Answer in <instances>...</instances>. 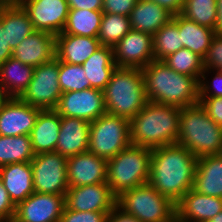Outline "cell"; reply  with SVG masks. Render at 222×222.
Masks as SVG:
<instances>
[{
	"label": "cell",
	"instance_id": "6da1fadb",
	"mask_svg": "<svg viewBox=\"0 0 222 222\" xmlns=\"http://www.w3.org/2000/svg\"><path fill=\"white\" fill-rule=\"evenodd\" d=\"M197 159L177 143L151 149L148 183L176 204L193 187Z\"/></svg>",
	"mask_w": 222,
	"mask_h": 222
},
{
	"label": "cell",
	"instance_id": "7a4b0ae2",
	"mask_svg": "<svg viewBox=\"0 0 222 222\" xmlns=\"http://www.w3.org/2000/svg\"><path fill=\"white\" fill-rule=\"evenodd\" d=\"M148 101L184 108L199 103V82L175 72L162 60L142 68Z\"/></svg>",
	"mask_w": 222,
	"mask_h": 222
},
{
	"label": "cell",
	"instance_id": "3957f363",
	"mask_svg": "<svg viewBox=\"0 0 222 222\" xmlns=\"http://www.w3.org/2000/svg\"><path fill=\"white\" fill-rule=\"evenodd\" d=\"M181 109L148 101L130 120L131 144L149 149L175 144Z\"/></svg>",
	"mask_w": 222,
	"mask_h": 222
},
{
	"label": "cell",
	"instance_id": "277c9868",
	"mask_svg": "<svg viewBox=\"0 0 222 222\" xmlns=\"http://www.w3.org/2000/svg\"><path fill=\"white\" fill-rule=\"evenodd\" d=\"M103 93L107 113L129 121L148 103L140 68L117 66Z\"/></svg>",
	"mask_w": 222,
	"mask_h": 222
},
{
	"label": "cell",
	"instance_id": "5b68a950",
	"mask_svg": "<svg viewBox=\"0 0 222 222\" xmlns=\"http://www.w3.org/2000/svg\"><path fill=\"white\" fill-rule=\"evenodd\" d=\"M177 144L195 157L218 154L222 146V127L197 103L181 108Z\"/></svg>",
	"mask_w": 222,
	"mask_h": 222
},
{
	"label": "cell",
	"instance_id": "8992f818",
	"mask_svg": "<svg viewBox=\"0 0 222 222\" xmlns=\"http://www.w3.org/2000/svg\"><path fill=\"white\" fill-rule=\"evenodd\" d=\"M151 149L130 145L107 160V183L117 197L149 182Z\"/></svg>",
	"mask_w": 222,
	"mask_h": 222
},
{
	"label": "cell",
	"instance_id": "52a82bcc",
	"mask_svg": "<svg viewBox=\"0 0 222 222\" xmlns=\"http://www.w3.org/2000/svg\"><path fill=\"white\" fill-rule=\"evenodd\" d=\"M116 205L141 222H176L175 204L149 183L123 191Z\"/></svg>",
	"mask_w": 222,
	"mask_h": 222
},
{
	"label": "cell",
	"instance_id": "ba28073f",
	"mask_svg": "<svg viewBox=\"0 0 222 222\" xmlns=\"http://www.w3.org/2000/svg\"><path fill=\"white\" fill-rule=\"evenodd\" d=\"M131 145L130 121L105 113L90 122L88 151L106 160Z\"/></svg>",
	"mask_w": 222,
	"mask_h": 222
},
{
	"label": "cell",
	"instance_id": "9c48e42d",
	"mask_svg": "<svg viewBox=\"0 0 222 222\" xmlns=\"http://www.w3.org/2000/svg\"><path fill=\"white\" fill-rule=\"evenodd\" d=\"M58 76L59 60L57 58L35 67L29 86L19 98L41 110L55 109L62 94Z\"/></svg>",
	"mask_w": 222,
	"mask_h": 222
},
{
	"label": "cell",
	"instance_id": "30bf717a",
	"mask_svg": "<svg viewBox=\"0 0 222 222\" xmlns=\"http://www.w3.org/2000/svg\"><path fill=\"white\" fill-rule=\"evenodd\" d=\"M34 191L65 195L68 186L67 157L58 152L36 154L30 162Z\"/></svg>",
	"mask_w": 222,
	"mask_h": 222
},
{
	"label": "cell",
	"instance_id": "8fae6325",
	"mask_svg": "<svg viewBox=\"0 0 222 222\" xmlns=\"http://www.w3.org/2000/svg\"><path fill=\"white\" fill-rule=\"evenodd\" d=\"M54 110L60 116L80 118L88 122L107 112L104 93L95 88L62 93Z\"/></svg>",
	"mask_w": 222,
	"mask_h": 222
},
{
	"label": "cell",
	"instance_id": "7c38bea8",
	"mask_svg": "<svg viewBox=\"0 0 222 222\" xmlns=\"http://www.w3.org/2000/svg\"><path fill=\"white\" fill-rule=\"evenodd\" d=\"M65 195L34 192L15 206L13 222H59Z\"/></svg>",
	"mask_w": 222,
	"mask_h": 222
},
{
	"label": "cell",
	"instance_id": "4fadbf2b",
	"mask_svg": "<svg viewBox=\"0 0 222 222\" xmlns=\"http://www.w3.org/2000/svg\"><path fill=\"white\" fill-rule=\"evenodd\" d=\"M28 13L33 27L57 36L67 22L69 7L66 0H17Z\"/></svg>",
	"mask_w": 222,
	"mask_h": 222
},
{
	"label": "cell",
	"instance_id": "5bb4252c",
	"mask_svg": "<svg viewBox=\"0 0 222 222\" xmlns=\"http://www.w3.org/2000/svg\"><path fill=\"white\" fill-rule=\"evenodd\" d=\"M118 67L144 68L154 60L153 36L131 29L114 47Z\"/></svg>",
	"mask_w": 222,
	"mask_h": 222
},
{
	"label": "cell",
	"instance_id": "9a60e30c",
	"mask_svg": "<svg viewBox=\"0 0 222 222\" xmlns=\"http://www.w3.org/2000/svg\"><path fill=\"white\" fill-rule=\"evenodd\" d=\"M117 197L108 183L69 187L65 194V207L76 211L111 212Z\"/></svg>",
	"mask_w": 222,
	"mask_h": 222
},
{
	"label": "cell",
	"instance_id": "2e32d148",
	"mask_svg": "<svg viewBox=\"0 0 222 222\" xmlns=\"http://www.w3.org/2000/svg\"><path fill=\"white\" fill-rule=\"evenodd\" d=\"M40 111L20 98H6L0 106V135H30Z\"/></svg>",
	"mask_w": 222,
	"mask_h": 222
},
{
	"label": "cell",
	"instance_id": "e0dca14e",
	"mask_svg": "<svg viewBox=\"0 0 222 222\" xmlns=\"http://www.w3.org/2000/svg\"><path fill=\"white\" fill-rule=\"evenodd\" d=\"M69 187L107 182V160L89 151L67 158Z\"/></svg>",
	"mask_w": 222,
	"mask_h": 222
},
{
	"label": "cell",
	"instance_id": "ac0fdd59",
	"mask_svg": "<svg viewBox=\"0 0 222 222\" xmlns=\"http://www.w3.org/2000/svg\"><path fill=\"white\" fill-rule=\"evenodd\" d=\"M176 222H207L222 211V198L190 189L176 204Z\"/></svg>",
	"mask_w": 222,
	"mask_h": 222
},
{
	"label": "cell",
	"instance_id": "d6986e66",
	"mask_svg": "<svg viewBox=\"0 0 222 222\" xmlns=\"http://www.w3.org/2000/svg\"><path fill=\"white\" fill-rule=\"evenodd\" d=\"M55 49V35L35 30L12 51V57L35 68L56 58Z\"/></svg>",
	"mask_w": 222,
	"mask_h": 222
},
{
	"label": "cell",
	"instance_id": "ffe728a7",
	"mask_svg": "<svg viewBox=\"0 0 222 222\" xmlns=\"http://www.w3.org/2000/svg\"><path fill=\"white\" fill-rule=\"evenodd\" d=\"M90 122L60 116V132L55 152L71 157L88 151Z\"/></svg>",
	"mask_w": 222,
	"mask_h": 222
},
{
	"label": "cell",
	"instance_id": "44dd1931",
	"mask_svg": "<svg viewBox=\"0 0 222 222\" xmlns=\"http://www.w3.org/2000/svg\"><path fill=\"white\" fill-rule=\"evenodd\" d=\"M101 46L98 38L62 32L56 36V58L61 62L82 65Z\"/></svg>",
	"mask_w": 222,
	"mask_h": 222
},
{
	"label": "cell",
	"instance_id": "7402d4cb",
	"mask_svg": "<svg viewBox=\"0 0 222 222\" xmlns=\"http://www.w3.org/2000/svg\"><path fill=\"white\" fill-rule=\"evenodd\" d=\"M0 179L8 192L10 200L15 206L35 192L30 162L1 166Z\"/></svg>",
	"mask_w": 222,
	"mask_h": 222
},
{
	"label": "cell",
	"instance_id": "603a6c76",
	"mask_svg": "<svg viewBox=\"0 0 222 222\" xmlns=\"http://www.w3.org/2000/svg\"><path fill=\"white\" fill-rule=\"evenodd\" d=\"M192 189L203 195L222 198V157L219 154L197 159Z\"/></svg>",
	"mask_w": 222,
	"mask_h": 222
},
{
	"label": "cell",
	"instance_id": "cb8c5ba5",
	"mask_svg": "<svg viewBox=\"0 0 222 222\" xmlns=\"http://www.w3.org/2000/svg\"><path fill=\"white\" fill-rule=\"evenodd\" d=\"M0 22L12 50L35 31L28 13L18 2L0 4Z\"/></svg>",
	"mask_w": 222,
	"mask_h": 222
},
{
	"label": "cell",
	"instance_id": "d4e9b609",
	"mask_svg": "<svg viewBox=\"0 0 222 222\" xmlns=\"http://www.w3.org/2000/svg\"><path fill=\"white\" fill-rule=\"evenodd\" d=\"M60 132V115L53 110H41L30 138L33 151L36 154L54 152Z\"/></svg>",
	"mask_w": 222,
	"mask_h": 222
},
{
	"label": "cell",
	"instance_id": "484cf974",
	"mask_svg": "<svg viewBox=\"0 0 222 222\" xmlns=\"http://www.w3.org/2000/svg\"><path fill=\"white\" fill-rule=\"evenodd\" d=\"M172 14L154 1L138 0L129 15L131 29L151 34L152 36L164 26Z\"/></svg>",
	"mask_w": 222,
	"mask_h": 222
},
{
	"label": "cell",
	"instance_id": "4316f807",
	"mask_svg": "<svg viewBox=\"0 0 222 222\" xmlns=\"http://www.w3.org/2000/svg\"><path fill=\"white\" fill-rule=\"evenodd\" d=\"M34 67L10 57L0 65V87L7 98H19L32 80Z\"/></svg>",
	"mask_w": 222,
	"mask_h": 222
},
{
	"label": "cell",
	"instance_id": "83f0119b",
	"mask_svg": "<svg viewBox=\"0 0 222 222\" xmlns=\"http://www.w3.org/2000/svg\"><path fill=\"white\" fill-rule=\"evenodd\" d=\"M82 67L91 88L103 91L117 67L114 62L113 47L102 45L82 64Z\"/></svg>",
	"mask_w": 222,
	"mask_h": 222
},
{
	"label": "cell",
	"instance_id": "f1b7e54d",
	"mask_svg": "<svg viewBox=\"0 0 222 222\" xmlns=\"http://www.w3.org/2000/svg\"><path fill=\"white\" fill-rule=\"evenodd\" d=\"M177 26L183 47L204 59L216 35L215 30L201 26L181 13L177 14Z\"/></svg>",
	"mask_w": 222,
	"mask_h": 222
},
{
	"label": "cell",
	"instance_id": "f546056e",
	"mask_svg": "<svg viewBox=\"0 0 222 222\" xmlns=\"http://www.w3.org/2000/svg\"><path fill=\"white\" fill-rule=\"evenodd\" d=\"M35 157L30 135H0V167L22 162H31Z\"/></svg>",
	"mask_w": 222,
	"mask_h": 222
},
{
	"label": "cell",
	"instance_id": "4dcf8cb0",
	"mask_svg": "<svg viewBox=\"0 0 222 222\" xmlns=\"http://www.w3.org/2000/svg\"><path fill=\"white\" fill-rule=\"evenodd\" d=\"M102 16V11L69 9L67 22L62 32L97 38Z\"/></svg>",
	"mask_w": 222,
	"mask_h": 222
},
{
	"label": "cell",
	"instance_id": "1f68e13d",
	"mask_svg": "<svg viewBox=\"0 0 222 222\" xmlns=\"http://www.w3.org/2000/svg\"><path fill=\"white\" fill-rule=\"evenodd\" d=\"M177 26V15H173L164 26L153 35L154 60H163L168 55L184 48Z\"/></svg>",
	"mask_w": 222,
	"mask_h": 222
},
{
	"label": "cell",
	"instance_id": "d6a6232c",
	"mask_svg": "<svg viewBox=\"0 0 222 222\" xmlns=\"http://www.w3.org/2000/svg\"><path fill=\"white\" fill-rule=\"evenodd\" d=\"M130 30L128 16L103 13L97 38L101 45L114 47Z\"/></svg>",
	"mask_w": 222,
	"mask_h": 222
},
{
	"label": "cell",
	"instance_id": "836d02e7",
	"mask_svg": "<svg viewBox=\"0 0 222 222\" xmlns=\"http://www.w3.org/2000/svg\"><path fill=\"white\" fill-rule=\"evenodd\" d=\"M177 73L194 77L198 82L204 70L203 59L187 48H182L162 60Z\"/></svg>",
	"mask_w": 222,
	"mask_h": 222
},
{
	"label": "cell",
	"instance_id": "e575fe53",
	"mask_svg": "<svg viewBox=\"0 0 222 222\" xmlns=\"http://www.w3.org/2000/svg\"><path fill=\"white\" fill-rule=\"evenodd\" d=\"M181 14L201 26L215 30L217 18L216 0H184Z\"/></svg>",
	"mask_w": 222,
	"mask_h": 222
},
{
	"label": "cell",
	"instance_id": "d590c367",
	"mask_svg": "<svg viewBox=\"0 0 222 222\" xmlns=\"http://www.w3.org/2000/svg\"><path fill=\"white\" fill-rule=\"evenodd\" d=\"M59 86L62 93L91 88L82 65L59 61Z\"/></svg>",
	"mask_w": 222,
	"mask_h": 222
},
{
	"label": "cell",
	"instance_id": "8d00e7d4",
	"mask_svg": "<svg viewBox=\"0 0 222 222\" xmlns=\"http://www.w3.org/2000/svg\"><path fill=\"white\" fill-rule=\"evenodd\" d=\"M211 72L214 73V77H212L211 81H208L207 77ZM199 97H222V71H214V69L203 70L199 80Z\"/></svg>",
	"mask_w": 222,
	"mask_h": 222
},
{
	"label": "cell",
	"instance_id": "74e56055",
	"mask_svg": "<svg viewBox=\"0 0 222 222\" xmlns=\"http://www.w3.org/2000/svg\"><path fill=\"white\" fill-rule=\"evenodd\" d=\"M110 212L76 211L64 207L59 222H106Z\"/></svg>",
	"mask_w": 222,
	"mask_h": 222
},
{
	"label": "cell",
	"instance_id": "f35d334b",
	"mask_svg": "<svg viewBox=\"0 0 222 222\" xmlns=\"http://www.w3.org/2000/svg\"><path fill=\"white\" fill-rule=\"evenodd\" d=\"M204 69L222 71V34H216L203 59Z\"/></svg>",
	"mask_w": 222,
	"mask_h": 222
},
{
	"label": "cell",
	"instance_id": "ab89813d",
	"mask_svg": "<svg viewBox=\"0 0 222 222\" xmlns=\"http://www.w3.org/2000/svg\"><path fill=\"white\" fill-rule=\"evenodd\" d=\"M138 0H103V13L128 16Z\"/></svg>",
	"mask_w": 222,
	"mask_h": 222
},
{
	"label": "cell",
	"instance_id": "60d3db41",
	"mask_svg": "<svg viewBox=\"0 0 222 222\" xmlns=\"http://www.w3.org/2000/svg\"><path fill=\"white\" fill-rule=\"evenodd\" d=\"M199 103L207 115L222 127V97H199Z\"/></svg>",
	"mask_w": 222,
	"mask_h": 222
},
{
	"label": "cell",
	"instance_id": "b9f144b4",
	"mask_svg": "<svg viewBox=\"0 0 222 222\" xmlns=\"http://www.w3.org/2000/svg\"><path fill=\"white\" fill-rule=\"evenodd\" d=\"M15 205L10 200L7 190L0 179V221L13 220Z\"/></svg>",
	"mask_w": 222,
	"mask_h": 222
},
{
	"label": "cell",
	"instance_id": "7bdbcfd3",
	"mask_svg": "<svg viewBox=\"0 0 222 222\" xmlns=\"http://www.w3.org/2000/svg\"><path fill=\"white\" fill-rule=\"evenodd\" d=\"M69 9L102 11L103 0H66Z\"/></svg>",
	"mask_w": 222,
	"mask_h": 222
},
{
	"label": "cell",
	"instance_id": "ee69618b",
	"mask_svg": "<svg viewBox=\"0 0 222 222\" xmlns=\"http://www.w3.org/2000/svg\"><path fill=\"white\" fill-rule=\"evenodd\" d=\"M106 222H141L133 215H130L120 209L117 205L108 214Z\"/></svg>",
	"mask_w": 222,
	"mask_h": 222
},
{
	"label": "cell",
	"instance_id": "f6af8a7d",
	"mask_svg": "<svg viewBox=\"0 0 222 222\" xmlns=\"http://www.w3.org/2000/svg\"><path fill=\"white\" fill-rule=\"evenodd\" d=\"M12 51L9 44H7L6 30L0 22V65L12 57Z\"/></svg>",
	"mask_w": 222,
	"mask_h": 222
},
{
	"label": "cell",
	"instance_id": "bcb514c9",
	"mask_svg": "<svg viewBox=\"0 0 222 222\" xmlns=\"http://www.w3.org/2000/svg\"><path fill=\"white\" fill-rule=\"evenodd\" d=\"M164 7L172 15L180 14L184 6V0H149Z\"/></svg>",
	"mask_w": 222,
	"mask_h": 222
},
{
	"label": "cell",
	"instance_id": "7dc6e473",
	"mask_svg": "<svg viewBox=\"0 0 222 222\" xmlns=\"http://www.w3.org/2000/svg\"><path fill=\"white\" fill-rule=\"evenodd\" d=\"M217 18H216V34H222V0H216Z\"/></svg>",
	"mask_w": 222,
	"mask_h": 222
},
{
	"label": "cell",
	"instance_id": "c3c4849f",
	"mask_svg": "<svg viewBox=\"0 0 222 222\" xmlns=\"http://www.w3.org/2000/svg\"><path fill=\"white\" fill-rule=\"evenodd\" d=\"M207 222H222V211Z\"/></svg>",
	"mask_w": 222,
	"mask_h": 222
},
{
	"label": "cell",
	"instance_id": "681fc988",
	"mask_svg": "<svg viewBox=\"0 0 222 222\" xmlns=\"http://www.w3.org/2000/svg\"><path fill=\"white\" fill-rule=\"evenodd\" d=\"M6 98H7V97L5 96L3 90H2L1 87H0V106H1V104L6 100Z\"/></svg>",
	"mask_w": 222,
	"mask_h": 222
},
{
	"label": "cell",
	"instance_id": "f907efd6",
	"mask_svg": "<svg viewBox=\"0 0 222 222\" xmlns=\"http://www.w3.org/2000/svg\"><path fill=\"white\" fill-rule=\"evenodd\" d=\"M13 2H17V0H0V4H8Z\"/></svg>",
	"mask_w": 222,
	"mask_h": 222
},
{
	"label": "cell",
	"instance_id": "816d5d0a",
	"mask_svg": "<svg viewBox=\"0 0 222 222\" xmlns=\"http://www.w3.org/2000/svg\"><path fill=\"white\" fill-rule=\"evenodd\" d=\"M218 154L222 157V146H221L220 151H219Z\"/></svg>",
	"mask_w": 222,
	"mask_h": 222
},
{
	"label": "cell",
	"instance_id": "f5cc1de1",
	"mask_svg": "<svg viewBox=\"0 0 222 222\" xmlns=\"http://www.w3.org/2000/svg\"><path fill=\"white\" fill-rule=\"evenodd\" d=\"M0 222H13L12 220H8V221H0Z\"/></svg>",
	"mask_w": 222,
	"mask_h": 222
}]
</instances>
